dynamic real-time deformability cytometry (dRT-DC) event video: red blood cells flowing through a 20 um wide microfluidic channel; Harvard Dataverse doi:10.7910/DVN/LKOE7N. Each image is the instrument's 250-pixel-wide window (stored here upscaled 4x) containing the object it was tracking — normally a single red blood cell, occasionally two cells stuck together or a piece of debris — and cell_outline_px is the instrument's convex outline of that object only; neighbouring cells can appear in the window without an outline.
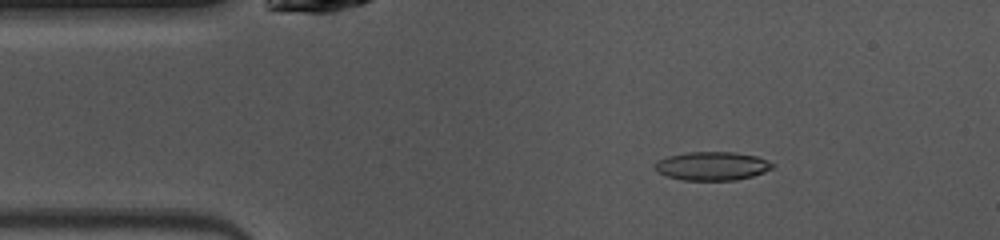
{"species": "common noctule bat (a hibernating species)", "species_latin": "Nyctalus noctula", "temperature_condition": "warm", "stored_images_in_passage": 37, "camera_frame_rate_fps": 3000, "um_per_image_px": 0.085, "animal": {"sex": "female", "body_mass_g": 10.0, "forearm_length_mm": 53.1}, "frame": {"image": 1, "passage_image": 4, "time_ms": 1.0, "image_size_px": [1000, 240], "cell_outline_px": [[776, 168], [752, 176], [736, 180], [684, 180], [668, 176], [656, 172], [652, 168], [652, 164], [656, 160], [668, 156], [688, 152], [736, 152], [756, 156], [776, 164]], "centroid_in_image_um": [60.51, 14.11], "position_along_channel_um": 24.5, "area_um2": 19.88}}
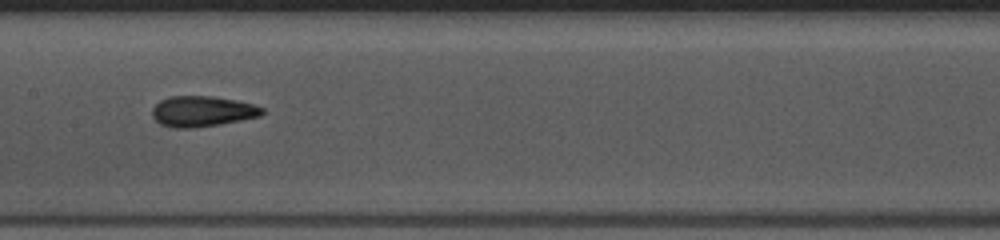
{"frame": {"image": 2, "passage_image": 19, "time_ms": 6.0, "image_size_px": [1000, 240], "cell_outline_px": [[264, 112], [260, 116], [220, 124], [192, 128], [176, 128], [160, 124], [152, 116], [152, 108], [160, 100], [168, 96], [212, 96], [236, 100], [252, 104], [264, 108]], "centroid_in_image_um": [17.17, 9.46], "position_along_channel_um": 190.2, "area_um2": 19.59}}
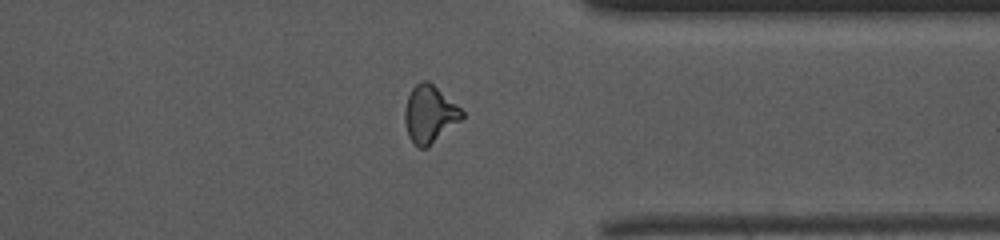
{"frame": {"image": 3, "passage_image": 33, "time_ms": 10.667, "image_size_px": [1000, 240], "cell_outline_px": [[464, 116], [460, 120], [428, 148], [420, 148], [408, 136], [404, 120], [404, 112], [408, 96], [412, 88], [420, 80], [428, 80], [456, 104], [464, 112]], "centroid_in_image_um": [36.5, 9.7], "position_along_channel_um": 374.9, "area_um2": 18.96}, "authors_computed_cell_mechanics": {"area_um2": 19.1896, "velocity_mm_per_s": 4.1182, "shape_relaxation_time_tau1_ms": null, "shape_relaxation_time_tau2_ms": 1.8949, "deformation_change_tau1": null, "deformation_change_tau2": 0.0887}}